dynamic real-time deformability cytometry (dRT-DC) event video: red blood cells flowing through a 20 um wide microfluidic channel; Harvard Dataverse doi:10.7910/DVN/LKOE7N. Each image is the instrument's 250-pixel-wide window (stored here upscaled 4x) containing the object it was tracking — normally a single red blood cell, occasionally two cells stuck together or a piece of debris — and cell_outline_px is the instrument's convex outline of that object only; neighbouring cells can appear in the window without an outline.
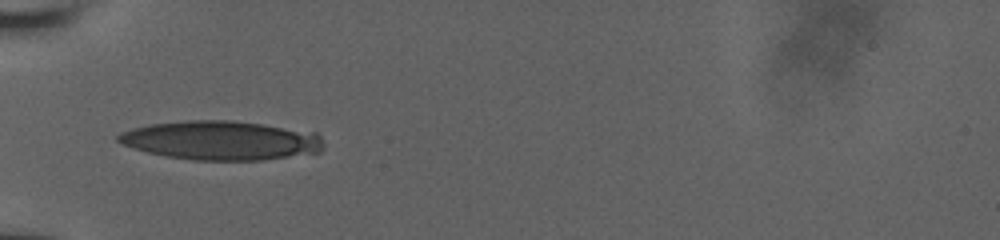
{"species": "human", "species_latin": "Homo sapiens", "temperature_condition": "room temperature", "stored_images_in_passage": 7, "camera_frame_rate_fps": 3000, "um_per_image_px": 0.085, "donor": {"sex": "male"}, "frame": {"image": 1, "passage_image": 6, "time_ms": 6.0, "image_size_px": [1000, 240], "cell_outline_px": [[324, 144], [320, 152], [264, 160], [192, 160], [168, 156], [148, 152], [132, 148], [116, 140], [116, 136], [120, 132], [132, 128], [148, 124], [188, 120], [232, 120], [316, 132], [320, 136]], "centroid_in_image_um": [18.78, 11.93], "position_along_channel_um": 66.2, "area_um2": 46.76}}